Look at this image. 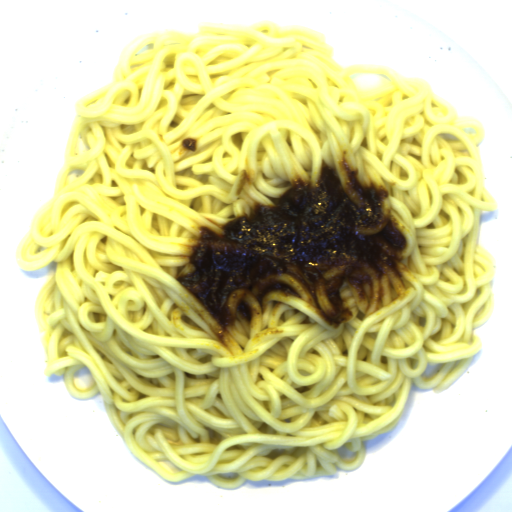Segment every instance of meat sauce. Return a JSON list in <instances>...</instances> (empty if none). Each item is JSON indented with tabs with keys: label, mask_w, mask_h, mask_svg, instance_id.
I'll return each instance as SVG.
<instances>
[{
	"label": "meat sauce",
	"mask_w": 512,
	"mask_h": 512,
	"mask_svg": "<svg viewBox=\"0 0 512 512\" xmlns=\"http://www.w3.org/2000/svg\"><path fill=\"white\" fill-rule=\"evenodd\" d=\"M335 167L321 158L318 180L293 173L276 204H254L251 212L198 226L179 254L176 283L197 305L211 338L229 354L237 342V317L253 338L282 334L277 311L286 298L306 304L324 323L338 328L353 317L341 296L348 283L367 316L403 300L415 278L404 265L408 236L382 182L365 177L347 151Z\"/></svg>",
	"instance_id": "1"
}]
</instances>
